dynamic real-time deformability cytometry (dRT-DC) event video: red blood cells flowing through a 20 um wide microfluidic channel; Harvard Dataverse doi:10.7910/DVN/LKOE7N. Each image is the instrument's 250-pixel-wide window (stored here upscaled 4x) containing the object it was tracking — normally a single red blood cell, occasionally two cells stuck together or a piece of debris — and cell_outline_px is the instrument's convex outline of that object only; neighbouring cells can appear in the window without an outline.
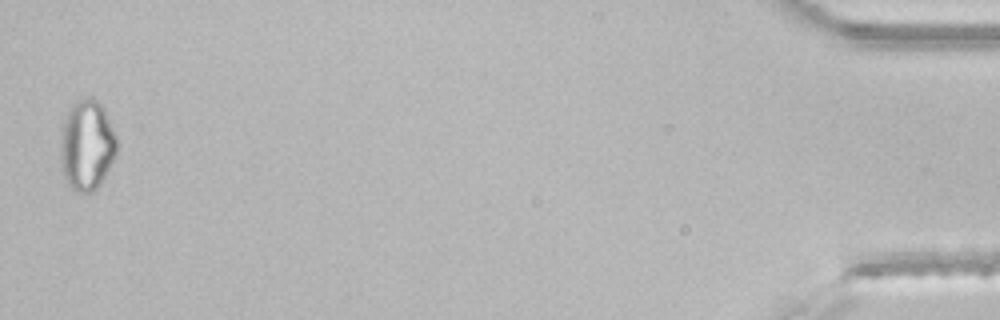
{"species": "common noctule bat (a hibernating species)", "species_latin": "Nyctalus noctula", "temperature_condition": "room temperature", "stored_images_in_passage": 44, "segment_of_instrument_passage": [2, 2], "camera_frame_rate_fps": 3000, "um_per_image_px": 0.085, "animal": {"sex": "male", "body_mass_g": 21.5, "forearm_length_mm": 52.0}, "frame": {"image": 1, "passage_image": 44, "time_ms": 14.333, "image_size_px": [1000, 320], "cell_outline_px": [[116, 156], [100, 184], [92, 192], [76, 192], [68, 184], [64, 176], [60, 156], [60, 136], [68, 112], [72, 104], [76, 100], [84, 96], [96, 100], [104, 108], [116, 136]], "centroid_in_image_um": [7.38, 12.34], "position_along_channel_um": 427.8, "area_um2": 29.59}}